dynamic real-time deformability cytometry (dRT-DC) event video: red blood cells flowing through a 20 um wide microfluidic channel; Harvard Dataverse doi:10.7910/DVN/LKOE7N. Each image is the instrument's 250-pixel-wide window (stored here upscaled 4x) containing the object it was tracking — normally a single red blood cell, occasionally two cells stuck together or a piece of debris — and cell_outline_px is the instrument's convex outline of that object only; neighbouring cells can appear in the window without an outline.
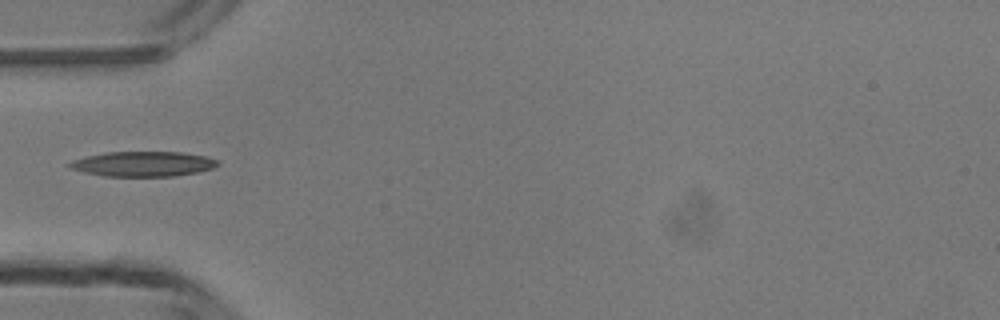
{"species": "common noctule bat (a hibernating species)", "species_latin": "Nyctalus noctula", "temperature_condition": "room temperature", "stored_images_in_passage": 3, "camera_frame_rate_fps": 3000, "um_per_image_px": 0.085, "animal": {"sex": "male", "body_mass_g": 13.3}, "frame": {"image": 1, "passage_image": 3, "time_ms": 2.333, "image_size_px": [1000, 320], "cell_outline_px": [[220, 164], [212, 168], [196, 172], [176, 176], [104, 176], [84, 172], [72, 168], [68, 164], [72, 160], [104, 152], [184, 152], [208, 156], [220, 160]], "centroid_in_image_um": [12.23, 13.92], "position_along_channel_um": 72.8, "area_um2": 21.62}}